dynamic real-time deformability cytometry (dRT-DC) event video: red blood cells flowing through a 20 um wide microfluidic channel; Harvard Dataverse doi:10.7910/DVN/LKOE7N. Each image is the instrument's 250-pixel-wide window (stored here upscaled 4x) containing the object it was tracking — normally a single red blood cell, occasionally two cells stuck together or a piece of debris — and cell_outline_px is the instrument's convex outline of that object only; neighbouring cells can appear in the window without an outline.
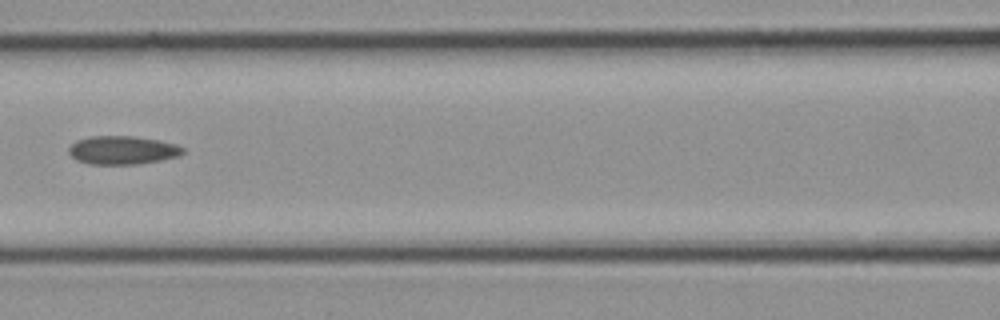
{"species": "common noctule bat (a hibernating species)", "species_latin": "Nyctalus noctula", "temperature_condition": "cold", "stored_images_in_passage": 24, "camera_frame_rate_fps": 3000, "um_per_image_px": 0.085, "animal": {"sex": "female", "body_mass_g": 21.9}, "frame": {"image": 1, "passage_image": 8, "time_ms": 2.333, "image_size_px": [1000, 320], "cell_outline_px": [[184, 152], [180, 156], [160, 160], [136, 164], [88, 164], [76, 160], [68, 152], [68, 148], [76, 140], [92, 136], [132, 136], [156, 140], [176, 144], [184, 148]], "centroid_in_image_um": [10.39, 12.76], "position_along_channel_um": 156.2, "area_um2": 18.84}}
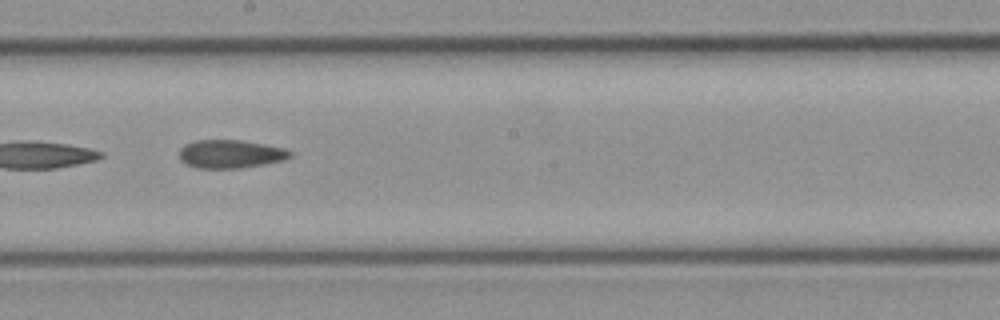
{"frame": {"image": 2, "passage_image": 11, "time_ms": 3.333, "image_size_px": [1000, 320], "cell_outline_px": [[292, 156], [284, 160], [264, 164], [240, 168], [196, 168], [184, 164], [180, 160], [180, 148], [184, 144], [196, 140], [240, 140], [264, 144], [284, 148], [292, 152]], "centroid_in_image_um": [19.57, 13.09], "position_along_channel_um": 228.6, "area_um2": 18.38}}